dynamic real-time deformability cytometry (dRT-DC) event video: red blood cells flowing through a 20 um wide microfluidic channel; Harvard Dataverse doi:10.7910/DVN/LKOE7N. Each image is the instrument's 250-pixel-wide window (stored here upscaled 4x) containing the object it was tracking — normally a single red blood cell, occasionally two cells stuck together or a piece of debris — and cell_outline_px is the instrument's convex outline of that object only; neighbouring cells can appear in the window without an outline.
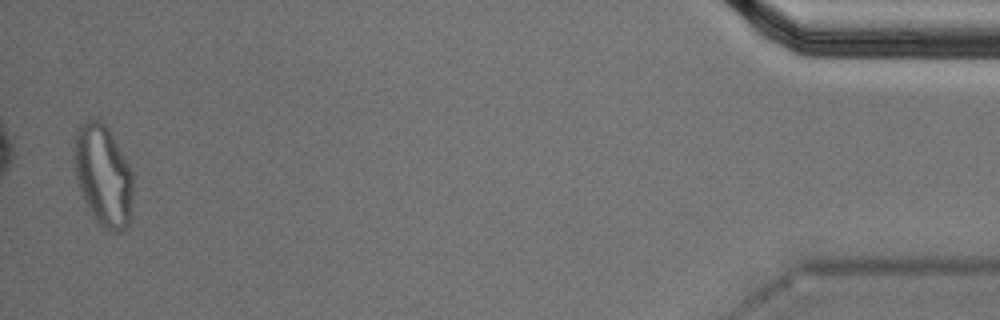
{"species": "Egyptian fruit bat (a non-hibernating species)", "species_latin": "Rousettus aegyptiacus", "temperature_condition": "cold", "stored_images_in_passage": 54, "segment_of_instrument_passage": [2, 2], "camera_frame_rate_fps": 3000, "um_per_image_px": 0.085, "animal": {"sex": "male"}, "frame": {"image": 1, "passage_image": 53, "time_ms": 17.333, "image_size_px": [1000, 320], "cell_outline_px": [[132, 216], [128, 224], [120, 232], [108, 232], [92, 216], [84, 200], [76, 180], [72, 156], [72, 148], [76, 132], [80, 124], [88, 120], [100, 120], [108, 128], [128, 164], [132, 172]], "centroid_in_image_um": [8.75, 14.94], "position_along_channel_um": 426.5, "area_um2": 35.08}}